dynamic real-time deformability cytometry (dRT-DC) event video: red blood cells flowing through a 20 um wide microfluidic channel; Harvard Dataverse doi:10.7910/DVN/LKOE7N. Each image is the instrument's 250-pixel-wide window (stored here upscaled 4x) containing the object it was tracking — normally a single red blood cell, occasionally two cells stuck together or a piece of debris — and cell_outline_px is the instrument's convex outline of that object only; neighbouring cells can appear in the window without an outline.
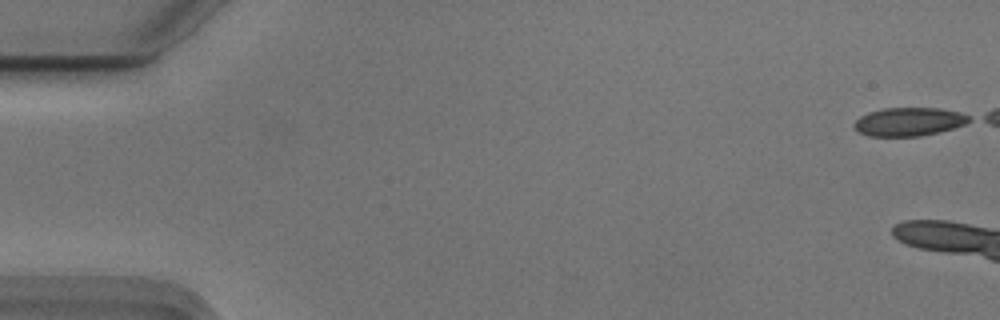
{"species": "Egyptian fruit bat (a non-hibernating species)", "species_latin": "Rousettus aegyptiacus", "temperature_condition": "cold", "stored_images_in_passage": 7, "camera_frame_rate_fps": 3000, "um_per_image_px": 0.085, "animal": {"sex": "male"}, "frame": {"image": 1, "passage_image": 1, "time_ms": 0.0, "image_size_px": [1000, 320], "cell_outline_px": [[972, 120], [964, 124], [940, 132], [920, 136], [868, 136], [856, 132], [852, 124], [860, 116], [868, 112], [884, 108], [940, 108], [960, 112], [972, 116]], "centroid_in_image_um": [77.24, 10.34], "position_along_channel_um": 7.8, "area_um2": 19.31}}